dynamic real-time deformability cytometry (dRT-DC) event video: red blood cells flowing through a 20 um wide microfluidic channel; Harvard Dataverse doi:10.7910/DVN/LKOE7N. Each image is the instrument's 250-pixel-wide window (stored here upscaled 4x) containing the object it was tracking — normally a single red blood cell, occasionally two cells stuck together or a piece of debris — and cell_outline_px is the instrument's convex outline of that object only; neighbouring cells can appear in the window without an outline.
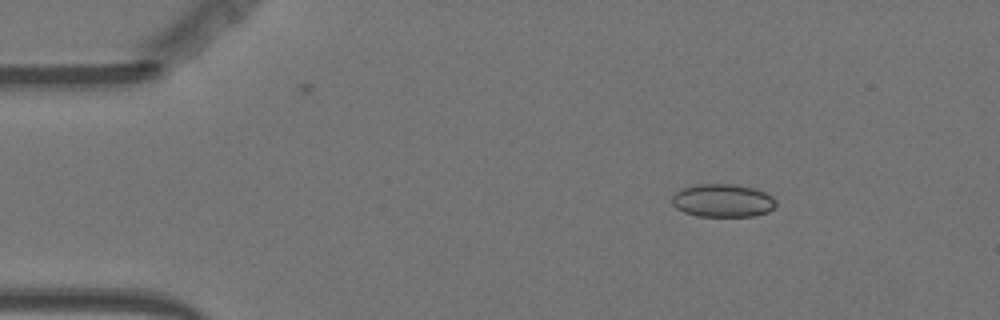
{"species": "Egyptian fruit bat (a non-hibernating species)", "species_latin": "Rousettus aegyptiacus", "temperature_condition": "warm", "stored_images_in_passage": 49, "camera_frame_rate_fps": 3000, "um_per_image_px": 0.085, "animal": {"sex": "female"}, "frame": {"image": 1, "passage_image": 1, "time_ms": 0.0, "image_size_px": [1000, 320], "cell_outline_px": [[776, 208], [768, 212], [756, 216], [696, 216], [684, 212], [676, 208], [672, 204], [672, 196], [680, 188], [696, 184], [736, 184], [752, 188], [764, 192], [772, 196], [776, 200]], "centroid_in_image_um": [61.43, 17.05], "position_along_channel_um": 23.6, "area_um2": 20.29}}
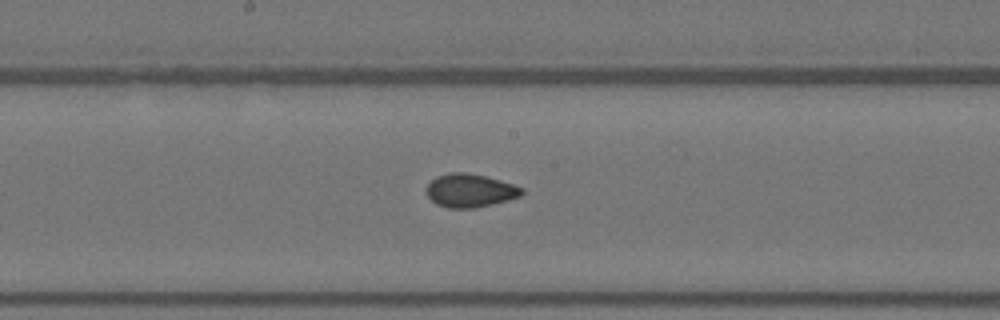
{"frame": {"image": 2, "passage_image": 22, "time_ms": 7.0, "image_size_px": [1000, 320], "cell_outline_px": [[524, 192], [520, 196], [508, 200], [476, 208], [448, 208], [436, 204], [424, 192], [424, 188], [436, 176], [448, 172], [468, 172], [500, 180], [524, 188]], "centroid_in_image_um": [39.92, 16.19], "position_along_channel_um": 208.3, "area_um2": 18.73}}
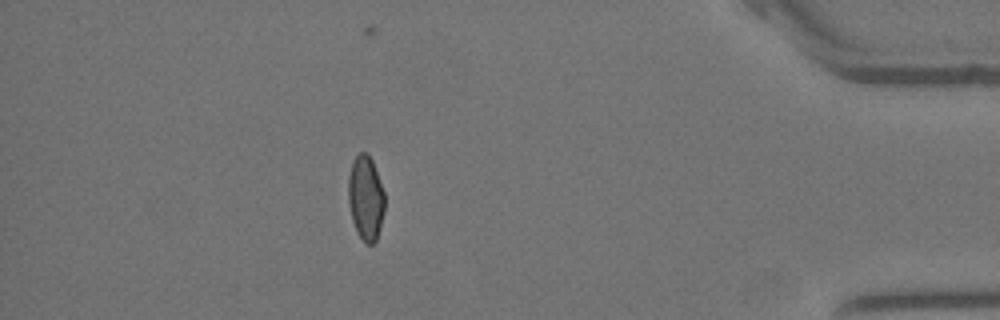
{"frame": {"image": 3, "passage_image": 42, "time_ms": 13.667, "image_size_px": [1000, 320], "cell_outline_px": [[384, 212], [376, 240], [372, 244], [364, 244], [356, 232], [352, 220], [348, 204], [348, 176], [352, 164], [356, 156], [360, 152], [368, 152], [372, 160], [384, 192]], "centroid_in_image_um": [31.07, 16.84], "position_along_channel_um": 404.1, "area_um2": 18.03}, "authors_computed_cell_mechanics": {"area_um2": 18.3804, "velocity_mm_per_s": 3.6396, "shape_relaxation_time_tau1_ms": null, "shape_relaxation_time_tau2_ms": 1.7807, "deformation_change_tau1": null, "deformation_change_tau2": 0.0614}}